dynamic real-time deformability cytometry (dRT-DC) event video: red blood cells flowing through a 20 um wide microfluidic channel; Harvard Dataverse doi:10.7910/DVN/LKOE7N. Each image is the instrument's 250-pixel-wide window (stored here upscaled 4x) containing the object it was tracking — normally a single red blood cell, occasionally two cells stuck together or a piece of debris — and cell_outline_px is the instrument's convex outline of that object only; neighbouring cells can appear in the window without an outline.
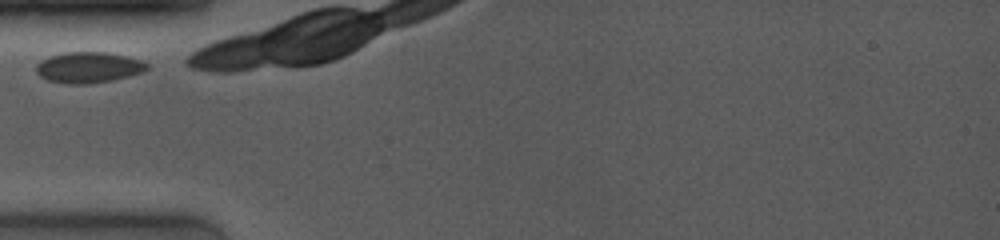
{"species": "common noctule bat (a hibernating species)", "species_latin": "Nyctalus noctula", "temperature_condition": "room temperature", "stored_images_in_passage": 8, "camera_frame_rate_fps": 4000, "um_per_image_px": 0.085, "animal": {"sex": "female", "body_mass_g": 19.0, "forearm_length_mm": 53.3}, "frame": {"image": 1, "passage_image": 1, "time_ms": 0.0, "image_size_px": [1000, 240], "cell_outline_px": [[148, 68], [144, 72], [112, 80], [84, 84], [64, 84], [44, 80], [36, 72], [36, 64], [40, 60], [48, 56], [64, 52], [108, 52], [140, 60], [148, 64]], "centroid_in_image_um": [7.46, 5.73], "position_along_channel_um": 77.5, "area_um2": 20.11}}